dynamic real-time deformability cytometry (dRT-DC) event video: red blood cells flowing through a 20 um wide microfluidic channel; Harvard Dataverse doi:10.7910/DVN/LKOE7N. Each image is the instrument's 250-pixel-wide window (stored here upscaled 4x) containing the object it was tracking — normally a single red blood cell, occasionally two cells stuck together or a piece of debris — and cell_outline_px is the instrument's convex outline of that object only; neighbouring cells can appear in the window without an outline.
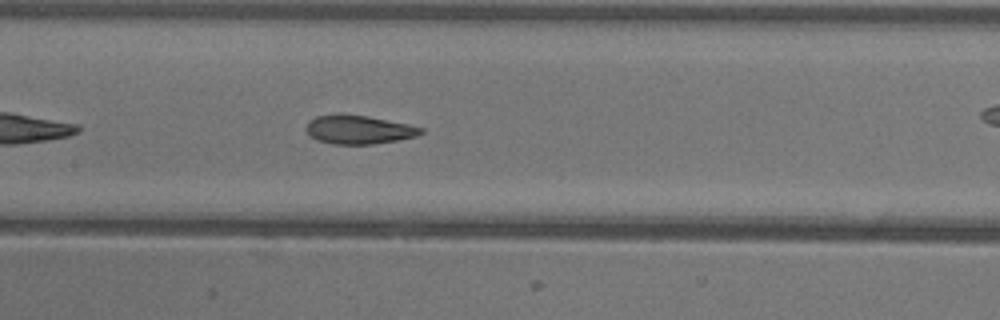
{"species": "common noctule bat (a hibernating species)", "species_latin": "Nyctalus noctula", "temperature_condition": "warm", "stored_images_in_passage": 36, "camera_frame_rate_fps": 3000, "um_per_image_px": 0.085, "animal": {"sex": "female"}, "frame": {"image": 1, "passage_image": 11, "time_ms": 3.333, "image_size_px": [1000, 320], "cell_outline_px": [[424, 132], [416, 136], [396, 140], [372, 144], [332, 144], [316, 140], [308, 136], [304, 128], [308, 120], [316, 116], [336, 112], [340, 112], [368, 116], [408, 124], [424, 128]], "centroid_in_image_um": [30.4, 10.99], "position_along_channel_um": 177.0, "area_um2": 19.71}, "authors_computed_cell_mechanics": {"area_um2": 19.6809, "velocity_mm_per_s": 3.9599, "shape_relaxation_time_tau1_ms": 7.157, "shape_relaxation_time_tau2_ms": 1.4291, "deformation_change_tau1": 0.2308, "deformation_change_tau2": 0.0855}}